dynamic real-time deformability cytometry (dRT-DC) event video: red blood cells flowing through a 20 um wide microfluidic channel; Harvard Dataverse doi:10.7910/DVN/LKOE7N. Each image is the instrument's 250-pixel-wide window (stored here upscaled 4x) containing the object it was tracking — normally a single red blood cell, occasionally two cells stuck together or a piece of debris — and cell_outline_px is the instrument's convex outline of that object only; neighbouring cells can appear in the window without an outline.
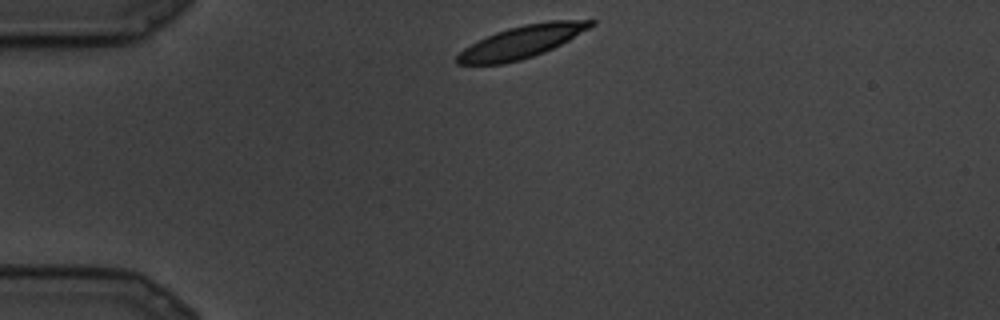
{"species": "common noctule bat (a hibernating species)", "species_latin": "Nyctalus noctula", "temperature_condition": "cold", "stored_images_in_passage": 20, "camera_frame_rate_fps": 3000, "um_per_image_px": 0.085, "animal": {"sex": "male", "body_mass_g": 19.5, "forearm_length_mm": 54.6}, "frame": {"image": 1, "passage_image": 1, "time_ms": 0.0, "image_size_px": [1000, 320], "cell_outline_px": [[596, 24], [568, 40], [544, 52], [520, 60], [504, 64], [456, 64], [456, 56], [464, 48], [496, 32], [508, 28], [524, 24], [548, 20], [596, 20]], "centroid_in_image_um": [44.35, 3.55], "position_along_channel_um": 40.6, "area_um2": 24.91}}
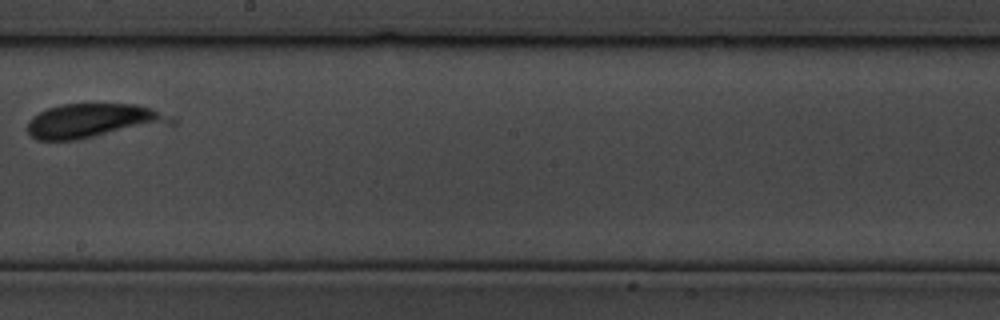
{"frame": {"image": 2, "passage_image": 10, "time_ms": 3.0, "image_size_px": [1000, 320], "cell_outline_px": [[176, 124], [76, 140], [36, 140], [28, 132], [28, 120], [32, 116], [48, 108], [64, 104], [140, 104], [172, 116], [176, 120]], "centroid_in_image_um": [8.0, 10.28], "position_along_channel_um": 240.2, "area_um2": 29.13}}
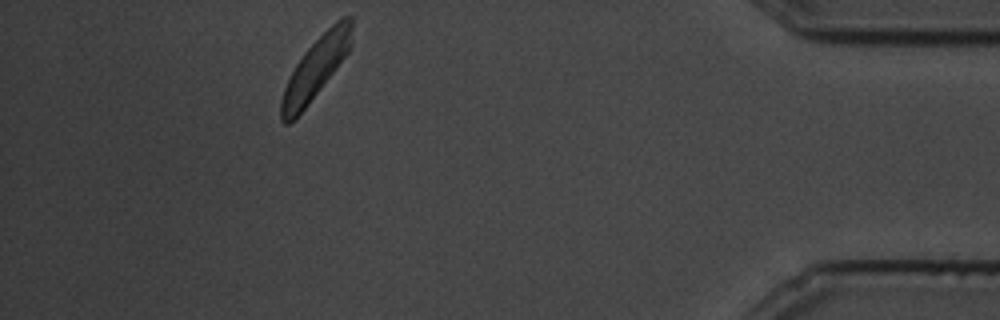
{"frame": {"image": 3, "passage_image": 18, "time_ms": 5.667, "image_size_px": [1000, 320], "cell_outline_px": [[352, 40], [348, 52], [308, 104], [288, 124], [284, 124], [280, 120], [280, 100], [284, 88], [296, 64], [304, 52], [336, 20], [344, 16], [352, 16]], "centroid_in_image_um": [26.82, 5.78], "position_along_channel_um": 408.4, "area_um2": 24.51}}